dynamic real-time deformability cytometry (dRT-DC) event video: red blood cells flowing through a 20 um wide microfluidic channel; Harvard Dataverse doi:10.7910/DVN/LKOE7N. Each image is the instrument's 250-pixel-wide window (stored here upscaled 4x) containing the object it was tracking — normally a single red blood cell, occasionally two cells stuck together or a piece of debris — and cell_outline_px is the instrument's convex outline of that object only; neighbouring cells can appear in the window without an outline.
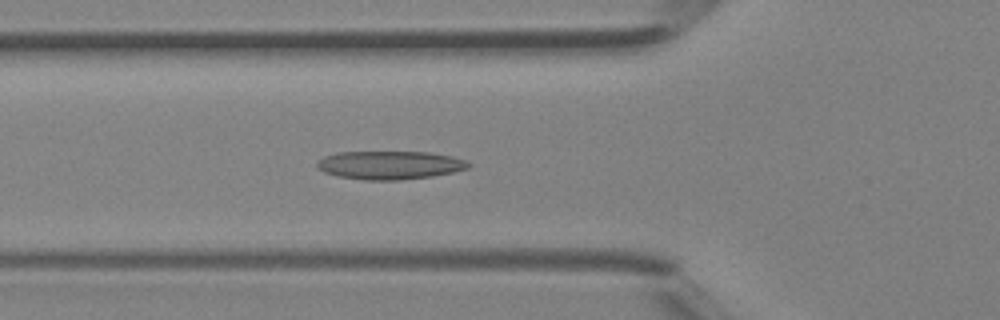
{"species": "Egyptian fruit bat (a non-hibernating species)", "species_latin": "Rousettus aegyptiacus", "temperature_condition": "room temperature", "stored_images_in_passage": 34, "camera_frame_rate_fps": 3000, "um_per_image_px": 0.085, "animal": {"sex": "female"}, "frame": {"image": 1, "passage_image": 7, "time_ms": 2.0, "image_size_px": [1000, 320], "cell_outline_px": [[472, 164], [468, 168], [452, 172], [432, 176], [400, 180], [364, 180], [336, 176], [324, 172], [316, 168], [316, 160], [324, 156], [336, 152], [428, 152], [452, 156], [468, 160]], "centroid_in_image_um": [33.1, 14.03], "position_along_channel_um": 92.7, "area_um2": 25.32}}
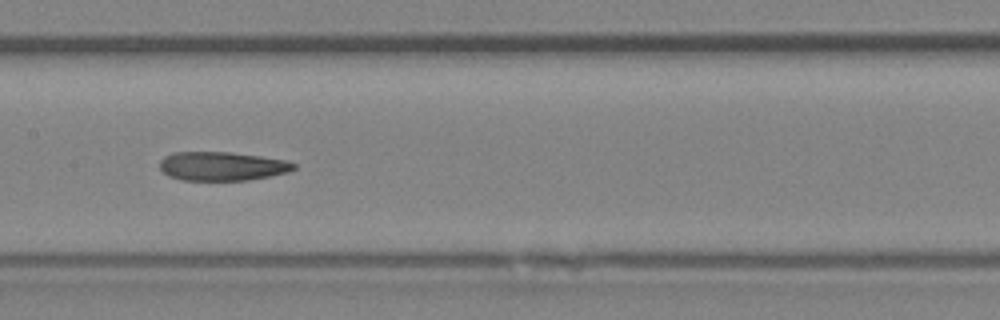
{"frame": {"image": 2, "passage_image": 13, "time_ms": 4.0, "image_size_px": [1000, 320], "cell_outline_px": [[296, 168], [288, 172], [248, 180], [180, 180], [168, 176], [160, 168], [160, 160], [164, 156], [172, 152], [232, 152], [288, 160], [296, 164]], "centroid_in_image_um": [18.87, 14.12], "position_along_channel_um": 188.5, "area_um2": 22.66}}
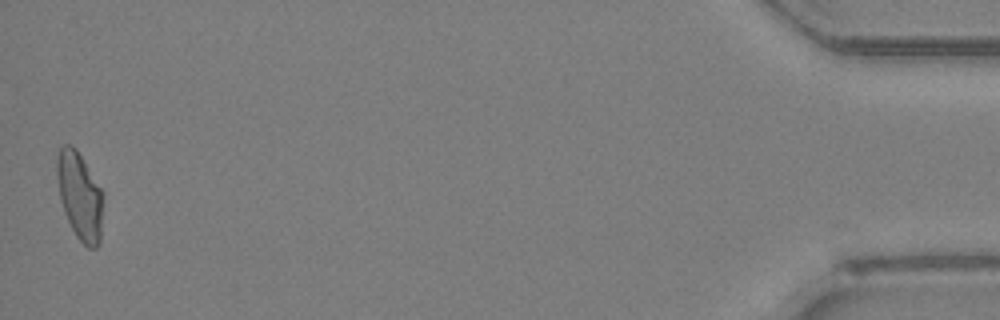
{"frame": {"image": 3, "passage_image": 34, "time_ms": 11.0, "image_size_px": [1000, 320], "cell_outline_px": [[104, 192], [100, 244], [96, 248], [88, 248], [76, 236], [64, 212], [60, 200], [56, 176], [56, 156], [60, 148], [64, 144], [72, 144], [76, 148]], "centroid_in_image_um": [6.78, 16.63], "position_along_channel_um": 428.4, "area_um2": 23.99}}